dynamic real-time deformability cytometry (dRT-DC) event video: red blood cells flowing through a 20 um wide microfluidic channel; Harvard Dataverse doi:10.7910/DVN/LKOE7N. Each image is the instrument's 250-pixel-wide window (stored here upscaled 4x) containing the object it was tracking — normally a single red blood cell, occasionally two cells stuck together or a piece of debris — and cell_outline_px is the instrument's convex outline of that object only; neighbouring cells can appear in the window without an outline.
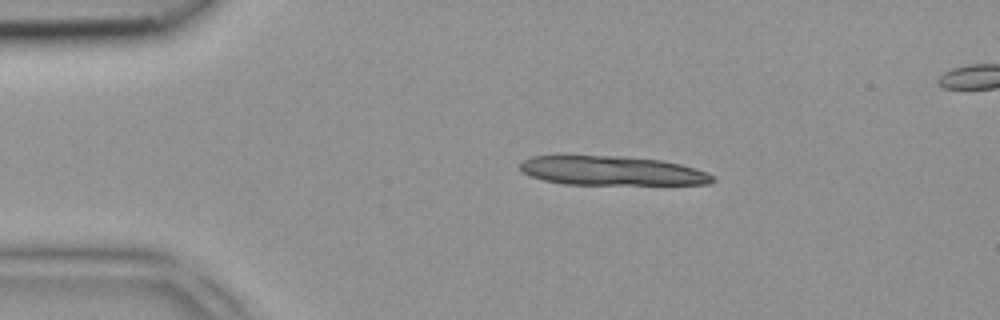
{"species": "common noctule bat (a hibernating species)", "species_latin": "Nyctalus noctula", "temperature_condition": "room temperature", "stored_images_in_passage": 4, "segment_of_instrument_passage": [1, 2], "camera_frame_rate_fps": 3000, "um_per_image_px": 0.085, "animal": {"sex": "female", "body_mass_g": 18.4}, "frame": {"image": 1, "passage_image": 2, "time_ms": 0.333, "image_size_px": [1000, 320], "cell_outline_px": [[716, 180], [708, 184], [564, 184], [544, 180], [532, 176], [524, 172], [520, 168], [520, 160], [532, 156], [624, 156], [660, 160], [680, 164], [696, 168], [708, 172], [716, 176]], "centroid_in_image_um": [52.05, 14.51], "position_along_channel_um": 33.0, "area_um2": 32.77}}